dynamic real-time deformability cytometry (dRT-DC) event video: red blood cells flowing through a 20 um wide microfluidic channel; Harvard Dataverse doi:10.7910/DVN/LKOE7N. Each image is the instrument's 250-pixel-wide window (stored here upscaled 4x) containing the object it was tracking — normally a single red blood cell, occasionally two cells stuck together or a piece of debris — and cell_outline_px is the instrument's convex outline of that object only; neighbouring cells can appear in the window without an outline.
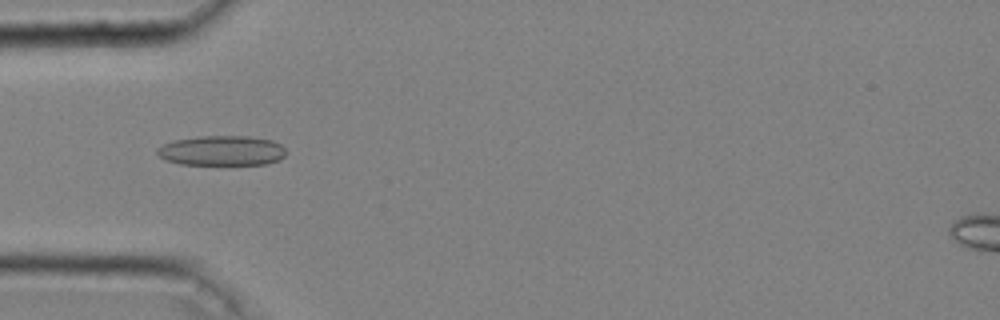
{"species": "common noctule bat (a hibernating species)", "species_latin": "Nyctalus noctula", "temperature_condition": "cold", "stored_images_in_passage": 17, "camera_frame_rate_fps": 3000, "um_per_image_px": 0.085, "animal": {"sex": "male", "body_mass_g": 20.4}, "frame": {"image": 1, "passage_image": 10, "time_ms": 3.0, "image_size_px": [1000, 320], "cell_outline_px": [[284, 156], [280, 160], [268, 164], [180, 164], [168, 160], [160, 156], [156, 152], [156, 148], [164, 144], [176, 140], [200, 136], [248, 136], [272, 140], [280, 144], [284, 148]], "centroid_in_image_um": [18.88, 12.8], "position_along_channel_um": 66.1, "area_um2": 22.31}}
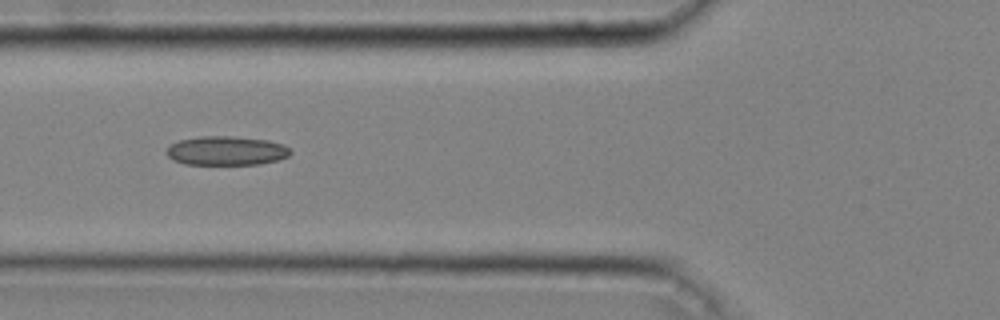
{"frame": {"image": 2, "passage_image": 13, "time_ms": 4.0, "image_size_px": [1000, 320], "cell_outline_px": [[292, 152], [288, 156], [276, 160], [260, 164], [184, 164], [172, 160], [164, 152], [172, 144], [180, 140], [200, 136], [232, 136], [268, 140], [284, 144], [292, 148]], "centroid_in_image_um": [19.26, 12.81], "position_along_channel_um": 106.5, "area_um2": 21.1}}
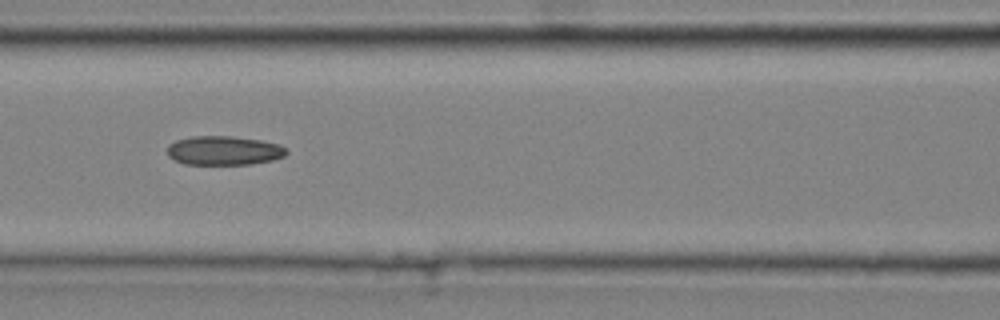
{"frame": {"image": 3, "passage_image": 16, "time_ms": 5.0, "image_size_px": [1000, 320], "cell_outline_px": [[288, 152], [284, 156], [272, 160], [252, 164], [184, 164], [168, 156], [168, 144], [176, 140], [192, 136], [232, 136], [260, 140], [280, 144], [288, 148]], "centroid_in_image_um": [19.06, 12.79], "position_along_channel_um": 147.5, "area_um2": 20.29}}